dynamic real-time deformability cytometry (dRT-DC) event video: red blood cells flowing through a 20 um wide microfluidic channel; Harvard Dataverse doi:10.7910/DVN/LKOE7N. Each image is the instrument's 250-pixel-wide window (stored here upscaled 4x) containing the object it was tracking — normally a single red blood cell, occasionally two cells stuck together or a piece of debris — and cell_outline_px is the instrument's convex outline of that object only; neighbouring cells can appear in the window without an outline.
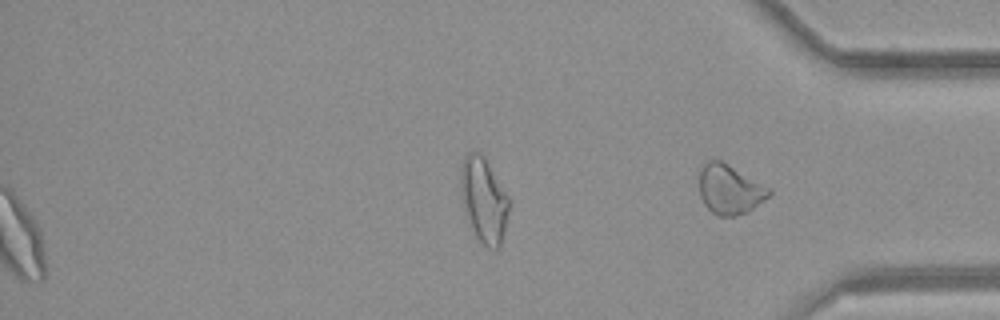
{"species": "common noctule bat (a hibernating species)", "species_latin": "Nyctalus noctula", "temperature_condition": "room temperature", "stored_images_in_passage": 50, "segment_of_instrument_passage": [2, 2], "camera_frame_rate_fps": 3000, "um_per_image_px": 0.085, "animal": {"sex": "female", "body_mass_g": 21.9}, "frame": {"image": 1, "passage_image": 50, "time_ms": 16.333, "image_size_px": [1000, 320], "cell_outline_px": [[772, 196], [748, 212], [736, 216], [716, 216], [704, 204], [700, 196], [700, 168], [708, 160], [720, 160], [728, 164], [772, 188]], "centroid_in_image_um": [62.07, 16.12], "position_along_channel_um": 373.1, "area_um2": 20.46}}